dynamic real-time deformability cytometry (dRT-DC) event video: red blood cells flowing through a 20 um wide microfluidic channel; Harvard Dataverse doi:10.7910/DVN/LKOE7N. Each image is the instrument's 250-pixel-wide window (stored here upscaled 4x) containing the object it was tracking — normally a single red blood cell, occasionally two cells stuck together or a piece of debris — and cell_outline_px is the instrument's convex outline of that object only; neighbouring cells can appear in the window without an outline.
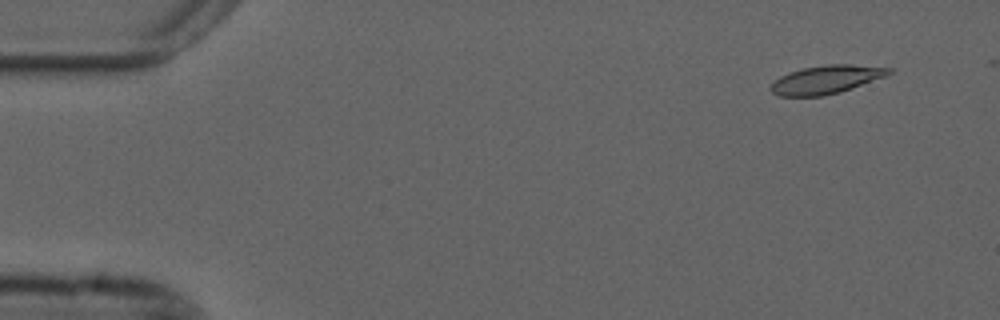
{"species": "common noctule bat (a hibernating species)", "species_latin": "Nyctalus noctula", "temperature_condition": "cold", "stored_images_in_passage": 52, "camera_frame_rate_fps": 3000, "um_per_image_px": 0.085, "animal": {"sex": "male", "forearm_length_mm": 52.5}, "frame": {"image": 1, "passage_image": 1, "time_ms": 0.0, "image_size_px": [1000, 320], "cell_outline_px": [[892, 72], [884, 76], [840, 92], [824, 96], [780, 96], [772, 92], [768, 88], [780, 76], [788, 72], [804, 68], [828, 64], [848, 64], [892, 68]], "centroid_in_image_um": [70.18, 6.76], "position_along_channel_um": 14.8, "area_um2": 19.25}}
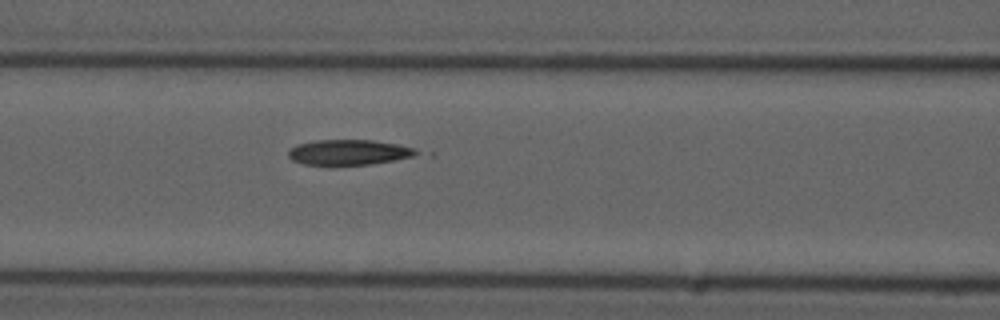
{"frame": {"image": 2, "passage_image": 20, "time_ms": 6.333, "image_size_px": [1000, 320], "cell_outline_px": [[424, 152], [416, 156], [368, 164], [328, 168], [304, 164], [292, 160], [288, 156], [288, 152], [296, 144], [316, 140], [372, 140], [396, 144], [416, 148]], "centroid_in_image_um": [29.64, 12.98], "position_along_channel_um": 137.0, "area_um2": 19.65}}
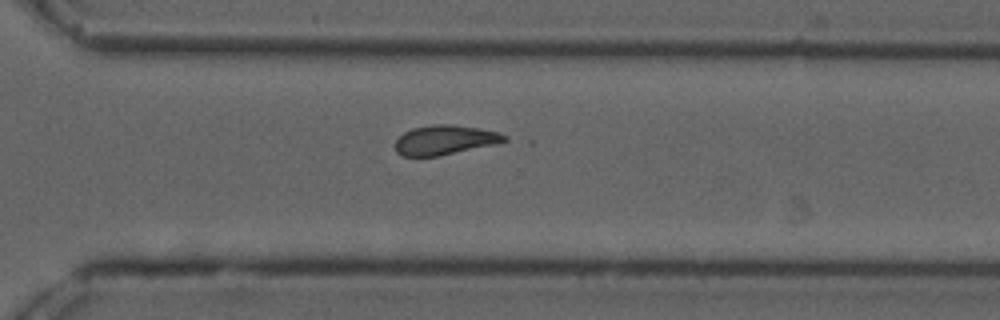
{"frame": {"image": 3, "passage_image": 36, "time_ms": 11.667, "image_size_px": [1000, 320], "cell_outline_px": [[508, 140], [496, 144], [440, 156], [404, 156], [396, 152], [396, 140], [404, 132], [412, 128], [436, 124], [452, 124], [480, 128], [496, 132], [508, 136]], "centroid_in_image_um": [37.83, 11.9], "position_along_channel_um": 332.8, "area_um2": 18.79}, "authors_computed_cell_mechanics": {"area_um2": 19.6231, "velocity_mm_per_s": 3.6834, "shape_relaxation_time_tau1_ms": 7.3942, "shape_relaxation_time_tau2_ms": 3.8729, "deformation_change_tau1": 0.1929, "deformation_change_tau2": 0.1081}}